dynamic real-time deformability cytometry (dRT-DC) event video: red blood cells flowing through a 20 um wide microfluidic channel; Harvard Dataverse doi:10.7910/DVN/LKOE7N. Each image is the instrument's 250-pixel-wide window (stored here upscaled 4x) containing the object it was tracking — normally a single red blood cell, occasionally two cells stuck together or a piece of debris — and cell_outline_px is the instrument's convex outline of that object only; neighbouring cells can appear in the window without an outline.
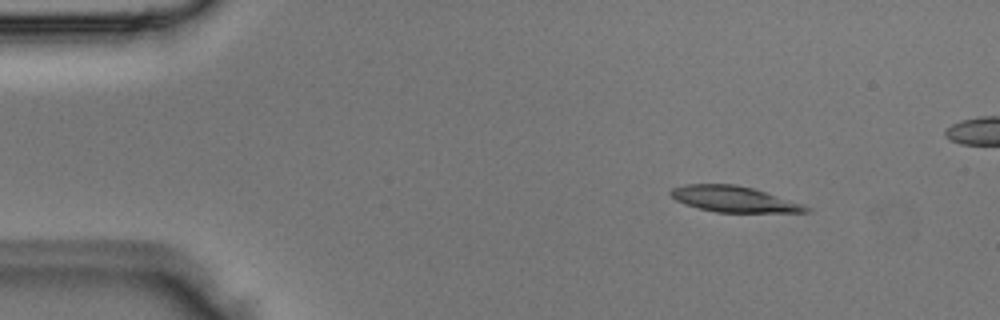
{"species": "Egyptian fruit bat (a non-hibernating species)", "species_latin": "Rousettus aegyptiacus", "temperature_condition": "room temperature", "stored_images_in_passage": 5, "camera_frame_rate_fps": 3000, "um_per_image_px": 0.085, "animal": {"sex": "male"}, "frame": {"image": 1, "passage_image": 2, "time_ms": 0.333, "image_size_px": [1000, 320], "cell_outline_px": [[812, 208], [808, 212], [716, 212], [684, 204], [676, 200], [668, 192], [672, 188], [684, 184], [736, 184], [752, 188], [804, 204]], "centroid_in_image_um": [62.37, 16.92], "position_along_channel_um": 22.6, "area_um2": 20.29}}
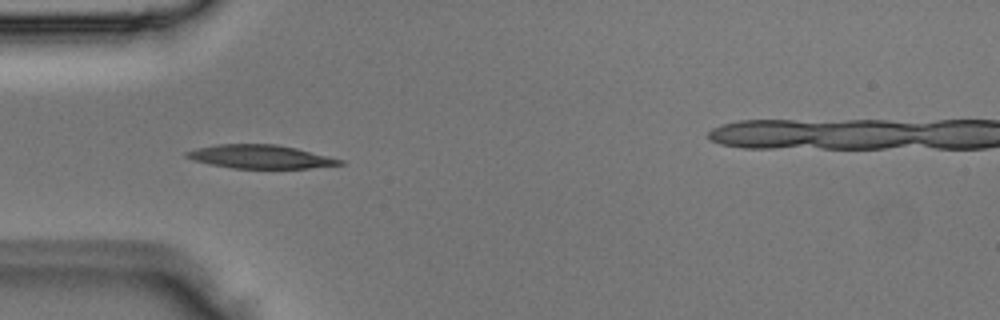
{"frame": {"image": 2, "passage_image": 4, "time_ms": 1.0, "image_size_px": [1000, 320], "cell_outline_px": [[344, 164], [308, 168], [232, 168], [212, 164], [196, 160], [184, 156], [184, 152], [196, 148], [216, 144], [276, 144], [296, 148], [344, 160]], "centroid_in_image_um": [22.12, 13.31], "position_along_channel_um": 62.9, "area_um2": 20.81}}
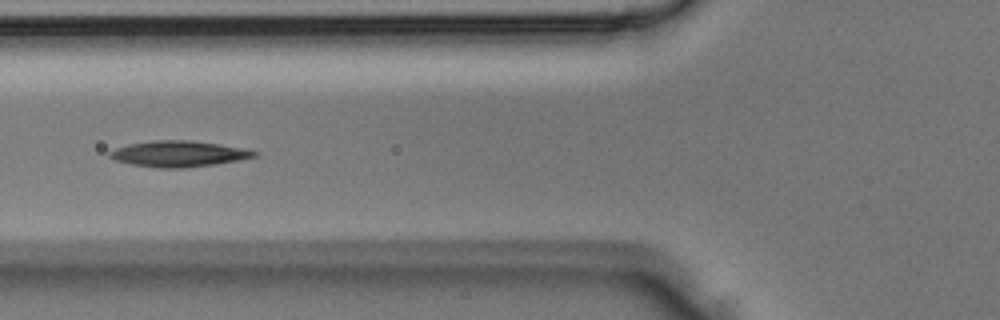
{"frame": {"image": 3, "passage_image": 5, "time_ms": 1.333, "image_size_px": [1000, 320], "cell_outline_px": [[260, 156], [240, 160], [216, 164], [180, 168], [160, 168], [132, 164], [116, 160], [108, 156], [108, 152], [116, 148], [128, 144], [152, 140], [192, 140], [240, 148], [260, 152]], "centroid_in_image_um": [15.2, 13.07], "position_along_channel_um": 110.6, "area_um2": 21.79}}